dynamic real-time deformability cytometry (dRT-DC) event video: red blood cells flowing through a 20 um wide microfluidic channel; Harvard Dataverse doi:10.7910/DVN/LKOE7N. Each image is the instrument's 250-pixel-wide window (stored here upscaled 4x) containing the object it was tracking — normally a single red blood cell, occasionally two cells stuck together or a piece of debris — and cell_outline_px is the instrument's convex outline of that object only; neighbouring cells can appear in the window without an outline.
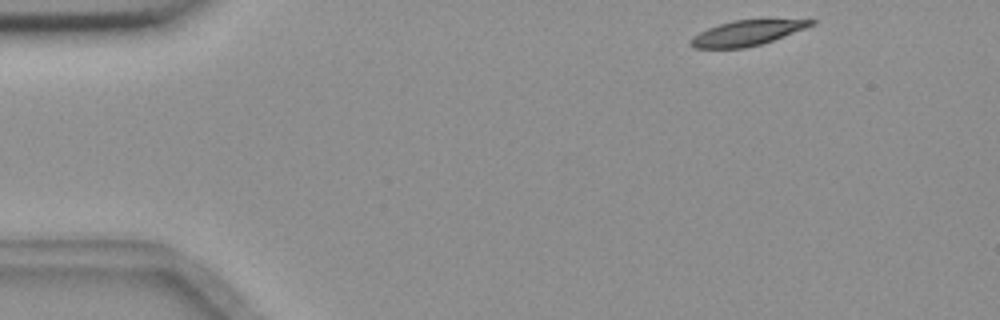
{"species": "common noctule bat (a hibernating species)", "species_latin": "Nyctalus noctula", "temperature_condition": "room temperature", "stored_images_in_passage": 49, "camera_frame_rate_fps": 3000, "um_per_image_px": 0.085, "animal": {"sex": "female", "body_mass_g": 18.4}, "frame": {"image": 1, "passage_image": 1, "time_ms": 0.0, "image_size_px": [1000, 320], "cell_outline_px": [[816, 24], [772, 40], [760, 44], [744, 48], [692, 48], [688, 44], [688, 40], [692, 36], [708, 28], [732, 20], [768, 16], [816, 20]], "centroid_in_image_um": [63.55, 2.74], "position_along_channel_um": 21.5, "area_um2": 18.61}}
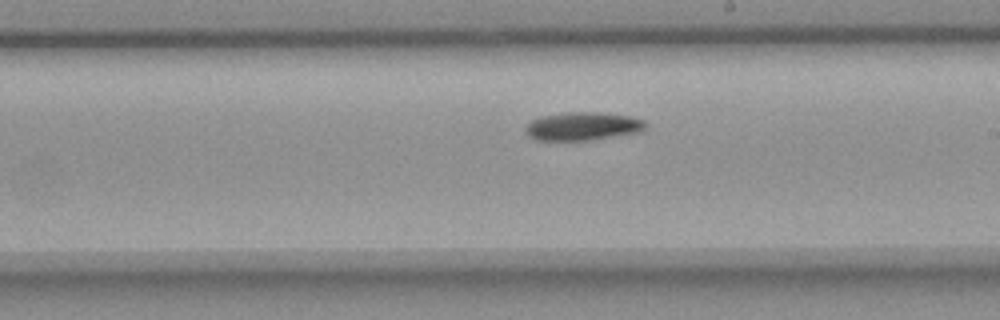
{"frame": {"image": 2, "passage_image": 26, "time_ms": 8.333, "image_size_px": [1000, 320], "cell_outline_px": [[648, 124], [644, 132], [592, 140], [536, 140], [528, 136], [524, 132], [524, 128], [532, 120], [544, 116], [568, 112], [596, 112], [628, 116], [644, 120]], "centroid_in_image_um": [49.58, 10.75], "position_along_channel_um": 239.4, "area_um2": 19.94}}
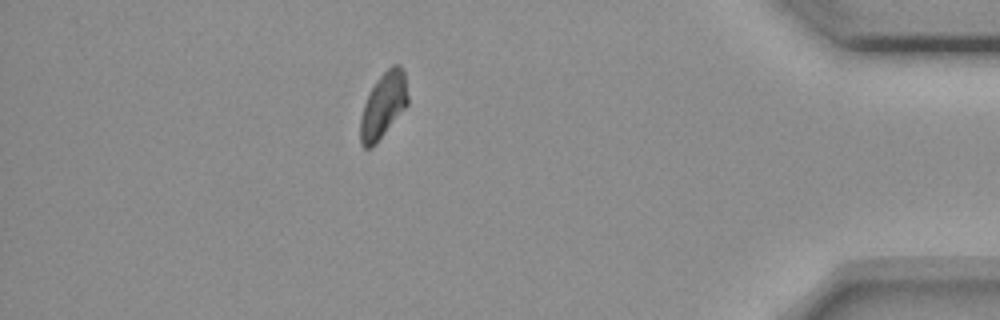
{"frame": {"image": 3, "passage_image": 43, "time_ms": 14.0, "image_size_px": [1000, 320], "cell_outline_px": [[408, 104], [372, 148], [364, 148], [360, 144], [360, 116], [368, 92], [376, 80], [392, 64], [400, 64], [404, 68], [408, 96]], "centroid_in_image_um": [32.57, 8.93], "position_along_channel_um": 402.6, "area_um2": 18.26}}